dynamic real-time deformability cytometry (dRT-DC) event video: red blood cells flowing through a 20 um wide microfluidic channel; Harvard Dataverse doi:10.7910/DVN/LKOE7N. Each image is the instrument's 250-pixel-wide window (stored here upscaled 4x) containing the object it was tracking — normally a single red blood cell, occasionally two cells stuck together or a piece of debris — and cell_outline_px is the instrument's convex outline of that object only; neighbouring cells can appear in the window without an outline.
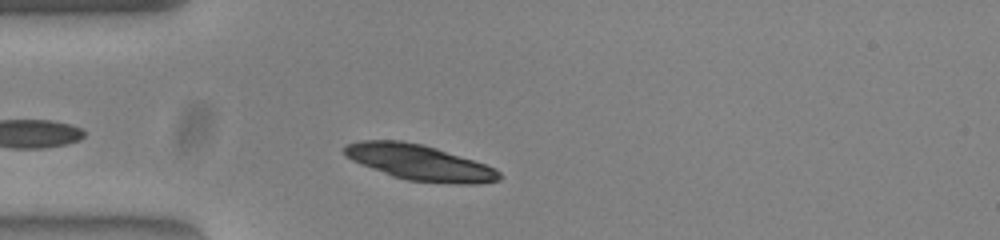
{"species": "common noctule bat (a hibernating species)", "species_latin": "Nyctalus noctula", "temperature_condition": "warm", "stored_images_in_passage": 40, "camera_frame_rate_fps": 3000, "um_per_image_px": 0.085, "animal": {"sex": "female", "body_mass_g": 23.0, "forearm_length_mm": 53.4}, "frame": {"image": 1, "passage_image": 5, "time_ms": 1.333, "image_size_px": [1000, 240], "cell_outline_px": [[504, 176], [500, 180], [480, 184], [456, 184], [408, 180], [392, 176], [360, 164], [344, 156], [344, 148], [348, 144], [360, 140], [404, 140], [424, 144], [496, 168]], "centroid_in_image_um": [35.67, 13.81], "position_along_channel_um": 49.3, "area_um2": 32.19}}